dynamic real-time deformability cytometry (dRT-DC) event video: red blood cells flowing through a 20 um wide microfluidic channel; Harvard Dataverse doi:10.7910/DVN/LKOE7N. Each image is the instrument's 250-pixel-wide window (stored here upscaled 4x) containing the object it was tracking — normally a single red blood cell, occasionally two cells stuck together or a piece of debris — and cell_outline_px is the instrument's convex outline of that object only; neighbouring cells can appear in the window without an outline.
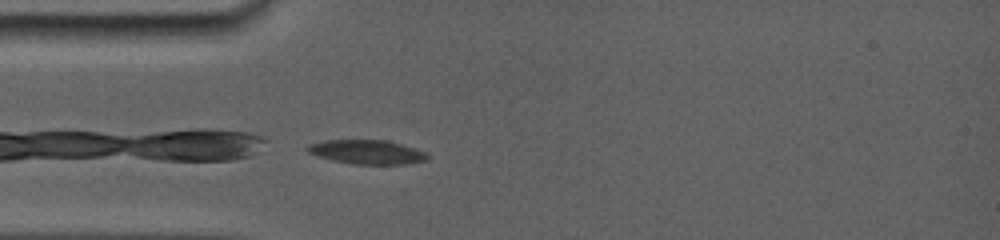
{"species": "common noctule bat (a hibernating species)", "species_latin": "Nyctalus noctula", "temperature_condition": "room temperature", "stored_images_in_passage": 42, "camera_frame_rate_fps": 5000, "um_per_image_px": 0.085, "animal": {"sex": "female", "body_mass_g": 19.0, "forearm_length_mm": 56.7}, "frame": {"image": 1, "passage_image": 2, "time_ms": 0.2, "image_size_px": [1000, 240], "cell_outline_px": [[428, 160], [404, 164], [352, 164], [332, 160], [308, 152], [308, 148], [312, 144], [328, 140], [380, 140], [400, 144], [424, 152], [428, 156]], "centroid_in_image_um": [31.21, 12.93], "position_along_channel_um": 53.8, "area_um2": 16.3}}
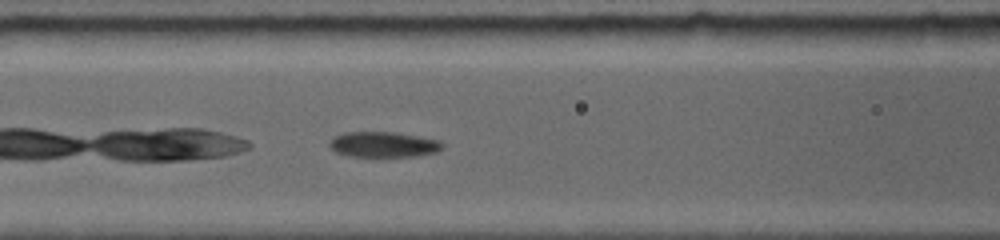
{"frame": {"image": 2, "passage_image": 11, "time_ms": 2.4, "image_size_px": [1000, 240], "cell_outline_px": [[440, 148], [436, 152], [412, 156], [352, 156], [336, 152], [332, 148], [332, 140], [336, 136], [348, 132], [388, 132], [436, 140], [440, 144]], "centroid_in_image_um": [32.54, 12.29], "position_along_channel_um": 134.1, "area_um2": 15.78}}
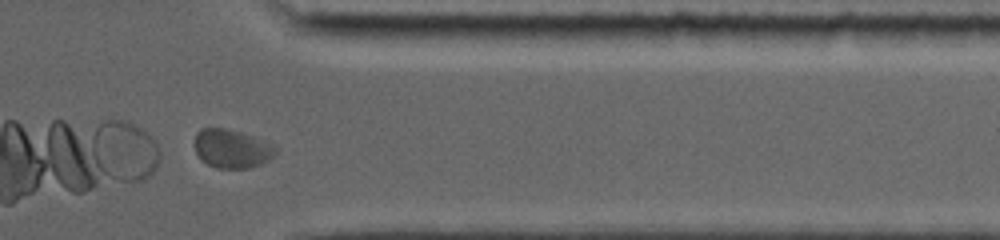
{"frame": {"image": 3, "passage_image": 41, "time_ms": 9.2, "image_size_px": [1000, 240], "cell_outline_px": [[276, 152], [268, 160], [260, 164], [248, 168], [216, 168], [200, 160], [192, 144], [196, 132], [200, 128], [228, 128], [276, 144]], "centroid_in_image_um": [19.66, 12.62], "position_along_channel_um": 391.7, "area_um2": 18.55}, "authors_computed_cell_mechanics": {"area_um2": 17.7735, "velocity_mm_per_s": 3.797, "shape_relaxation_time_tau1_ms": 5.5433, "shape_relaxation_time_tau2_ms": null, "deformation_change_tau1": 0.1539, "deformation_change_tau2": null}}